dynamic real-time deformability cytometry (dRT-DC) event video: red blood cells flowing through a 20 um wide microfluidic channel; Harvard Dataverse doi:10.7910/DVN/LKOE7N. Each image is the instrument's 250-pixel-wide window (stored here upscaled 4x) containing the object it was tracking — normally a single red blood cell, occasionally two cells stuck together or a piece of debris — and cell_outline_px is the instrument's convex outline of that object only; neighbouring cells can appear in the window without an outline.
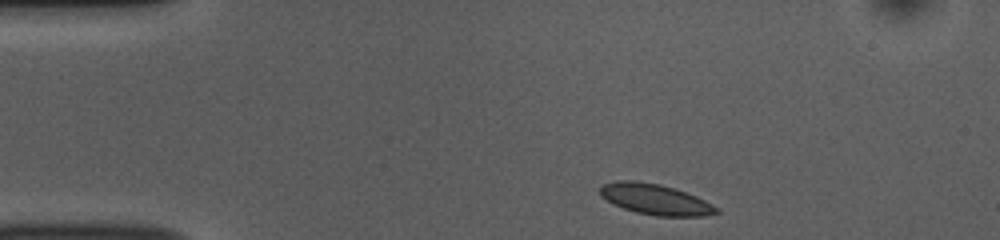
{"species": "common noctule bat (a hibernating species)", "species_latin": "Nyctalus noctula", "temperature_condition": "room temperature", "stored_images_in_passage": 45, "camera_frame_rate_fps": 3000, "um_per_image_px": 0.085, "animal": {"sex": "female", "body_mass_g": 10.0, "forearm_length_mm": 53.1}, "frame": {"image": 1, "passage_image": 1, "time_ms": 0.0, "image_size_px": [1000, 240], "cell_outline_px": [[720, 212], [704, 216], [656, 216], [636, 212], [612, 204], [600, 196], [600, 184], [616, 180], [636, 180], [660, 184], [676, 188], [696, 196], [720, 208]], "centroid_in_image_um": [55.68, 16.93], "position_along_channel_um": 29.3, "area_um2": 21.1}}
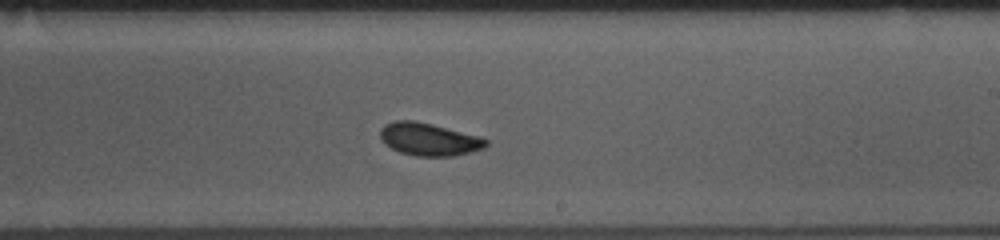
{"frame": {"image": 2, "passage_image": 23, "time_ms": 7.333, "image_size_px": [1000, 240], "cell_outline_px": [[488, 144], [484, 148], [452, 156], [416, 156], [400, 152], [384, 144], [380, 140], [380, 128], [384, 124], [396, 120], [412, 120], [432, 124], [480, 136], [488, 140]], "centroid_in_image_um": [36.43, 11.83], "position_along_channel_um": 252.6, "area_um2": 20.17}}
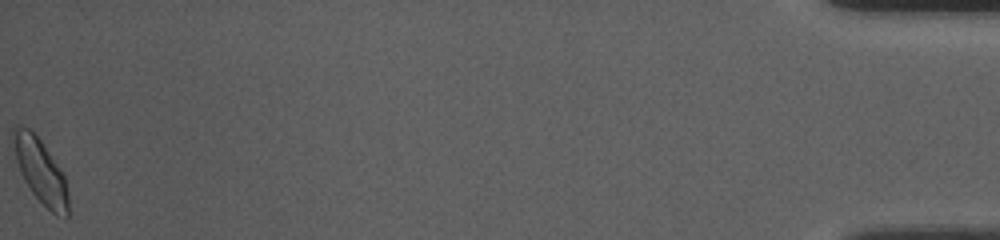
{"frame": {"image": 3, "passage_image": 45, "time_ms": 14.667, "image_size_px": [1000, 240], "cell_outline_px": [[68, 216], [64, 220], [56, 216], [32, 192], [24, 180], [20, 172], [16, 160], [12, 136], [12, 128], [16, 124], [20, 124], [28, 128], [40, 140], [64, 176], [68, 192]], "centroid_in_image_um": [3.43, 14.55], "position_along_channel_um": 431.8, "area_um2": 20.35}, "authors_computed_cell_mechanics": {"area_um2": 19.7676, "velocity_mm_per_s": 3.7714, "shape_relaxation_time_tau1_ms": 9.7824, "shape_relaxation_time_tau2_ms": 1.2398, "deformation_change_tau1": 0.2036, "deformation_change_tau2": 0.0415}}